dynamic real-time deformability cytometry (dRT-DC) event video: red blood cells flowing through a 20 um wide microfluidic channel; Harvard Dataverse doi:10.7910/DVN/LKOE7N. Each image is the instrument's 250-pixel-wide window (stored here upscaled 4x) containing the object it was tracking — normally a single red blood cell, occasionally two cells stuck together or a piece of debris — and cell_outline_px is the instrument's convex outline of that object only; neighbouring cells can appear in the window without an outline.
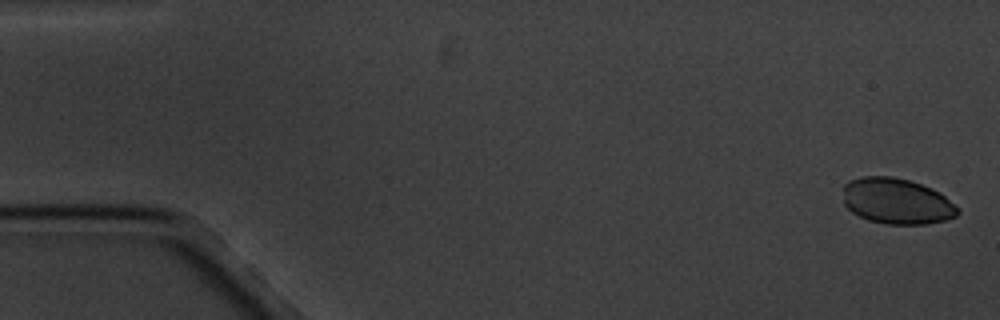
{"species": "common noctule bat (a hibernating species)", "species_latin": "Nyctalus noctula", "temperature_condition": "cold", "stored_images_in_passage": 17, "camera_frame_rate_fps": 3000, "um_per_image_px": 0.085, "animal": {"sex": "male", "body_mass_g": 20.1, "forearm_length_mm": 53.5}, "frame": {"image": 1, "passage_image": 1, "time_ms": 0.0, "image_size_px": [1000, 320], "cell_outline_px": [[960, 212], [956, 216], [944, 220], [928, 224], [884, 224], [868, 220], [852, 212], [844, 204], [844, 184], [852, 180], [864, 176], [892, 176], [908, 180], [932, 188], [944, 196], [960, 208]], "centroid_in_image_um": [76.23, 17.11], "position_along_channel_um": 8.8, "area_um2": 30.58}}